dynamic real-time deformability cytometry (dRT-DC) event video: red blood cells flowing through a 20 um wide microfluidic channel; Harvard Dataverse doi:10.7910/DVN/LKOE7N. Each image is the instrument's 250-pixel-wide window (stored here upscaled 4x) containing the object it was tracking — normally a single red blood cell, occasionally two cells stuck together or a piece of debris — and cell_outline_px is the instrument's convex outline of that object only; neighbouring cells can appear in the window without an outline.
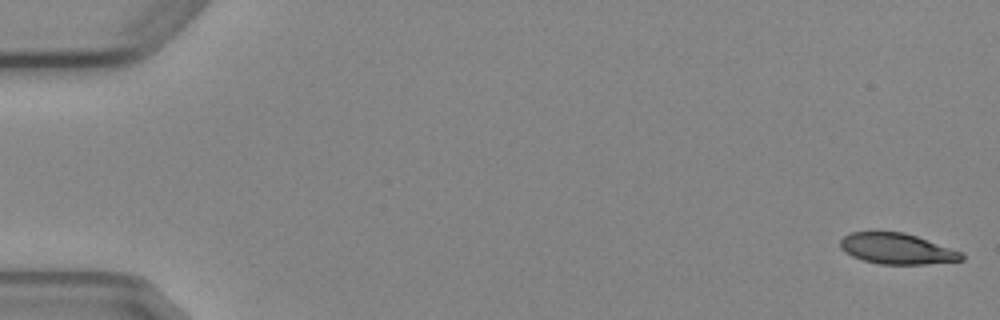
{"species": "Egyptian fruit bat (a non-hibernating species)", "species_latin": "Rousettus aegyptiacus", "temperature_condition": "cold", "stored_images_in_passage": 5, "camera_frame_rate_fps": 3000, "um_per_image_px": 0.085, "animal": {"sex": "female"}, "frame": {"image": 1, "passage_image": 1, "time_ms": 0.0, "image_size_px": [1000, 320], "cell_outline_px": [[964, 260], [924, 264], [880, 264], [864, 260], [852, 256], [844, 252], [840, 248], [840, 240], [844, 236], [852, 232], [904, 232], [964, 252]], "centroid_in_image_um": [76.25, 21.14], "position_along_channel_um": 8.7, "area_um2": 21.73}}
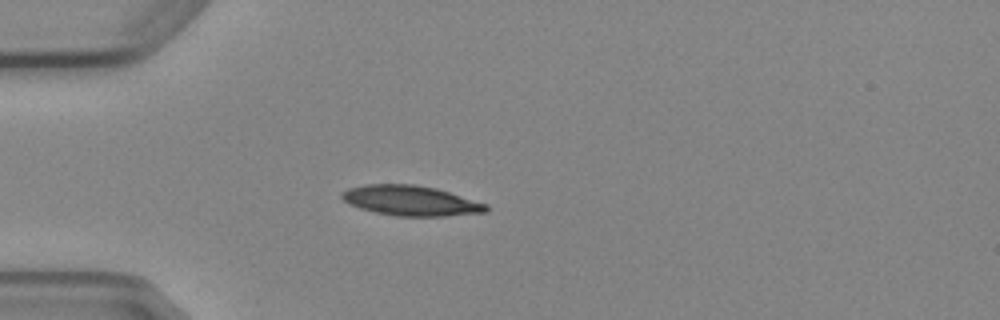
{"frame": {"image": 2, "passage_image": 5, "time_ms": 4.667, "image_size_px": [1000, 320], "cell_outline_px": [[488, 212], [444, 216], [396, 216], [376, 212], [360, 208], [348, 204], [340, 196], [340, 192], [348, 188], [364, 184], [412, 184], [436, 188], [488, 204]], "centroid_in_image_um": [34.9, 17.05], "position_along_channel_um": 50.1, "area_um2": 25.37}}